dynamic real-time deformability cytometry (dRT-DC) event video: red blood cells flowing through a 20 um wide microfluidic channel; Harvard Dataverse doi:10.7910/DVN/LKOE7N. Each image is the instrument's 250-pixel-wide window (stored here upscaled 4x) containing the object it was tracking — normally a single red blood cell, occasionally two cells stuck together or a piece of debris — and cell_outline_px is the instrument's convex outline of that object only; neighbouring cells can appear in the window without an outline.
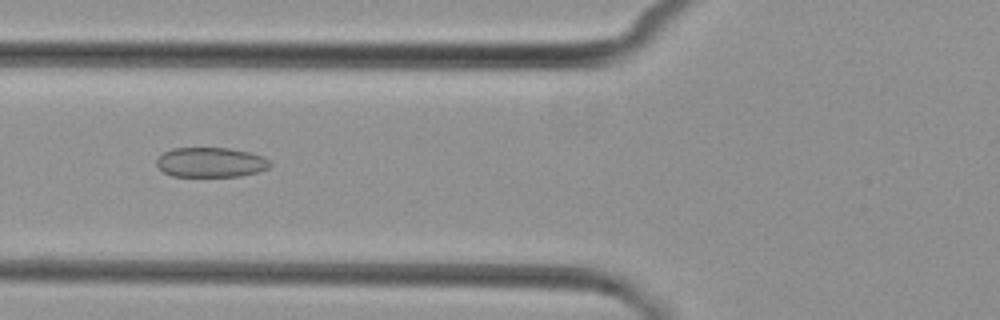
{"species": "common noctule bat (a hibernating species)", "species_latin": "Nyctalus noctula", "temperature_condition": "cold", "stored_images_in_passage": 7, "camera_frame_rate_fps": 3000, "um_per_image_px": 0.085, "animal": {"sex": "female", "body_mass_g": 29.2, "forearm_length_mm": 56.3}, "frame": {"image": 1, "passage_image": 5, "time_ms": 5.0, "image_size_px": [1000, 320], "cell_outline_px": [[272, 164], [268, 168], [256, 172], [240, 176], [172, 176], [164, 172], [156, 164], [156, 160], [164, 152], [172, 148], [228, 148], [248, 152], [264, 156]], "centroid_in_image_um": [17.91, 13.79], "position_along_channel_um": 107.9, "area_um2": 19.59}}
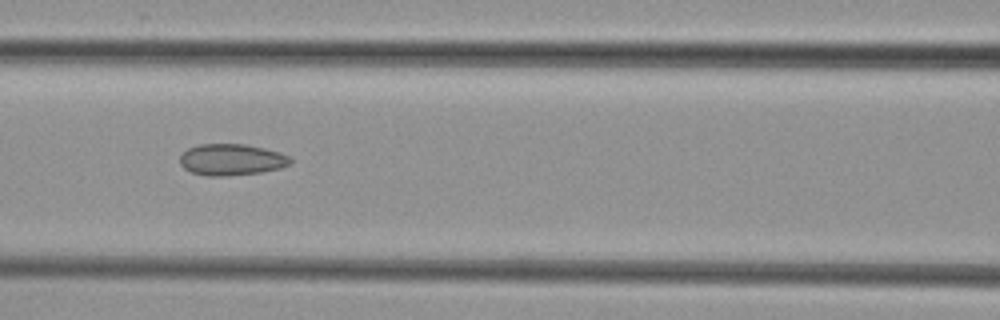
{"frame": {"image": 2, "passage_image": 6, "time_ms": 6.0, "image_size_px": [1000, 320], "cell_outline_px": [[292, 160], [288, 164], [280, 168], [260, 172], [228, 176], [208, 176], [192, 172], [184, 168], [180, 164], [180, 156], [188, 148], [200, 144], [244, 144], [264, 148], [280, 152], [288, 156]], "centroid_in_image_um": [19.66, 13.57], "position_along_channel_um": 146.9, "area_um2": 20.11}}
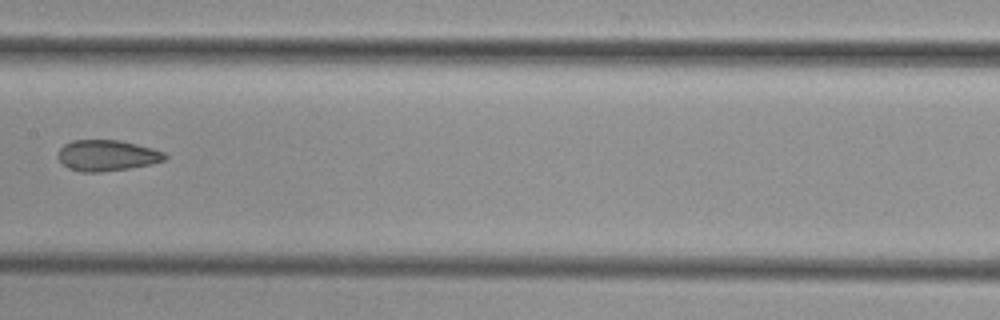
{"frame": {"image": 3, "passage_image": 7, "time_ms": 7.333, "image_size_px": [1000, 320], "cell_outline_px": [[168, 156], [164, 160], [152, 164], [128, 168], [100, 172], [80, 172], [68, 168], [56, 156], [60, 148], [64, 144], [72, 140], [120, 140], [152, 148], [164, 152]], "centroid_in_image_um": [9.08, 13.21], "position_along_channel_um": 198.3, "area_um2": 19.31}}